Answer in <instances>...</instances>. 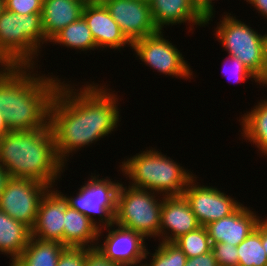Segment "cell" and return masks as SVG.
I'll list each match as a JSON object with an SVG mask.
<instances>
[{
	"label": "cell",
	"mask_w": 267,
	"mask_h": 266,
	"mask_svg": "<svg viewBox=\"0 0 267 266\" xmlns=\"http://www.w3.org/2000/svg\"><path fill=\"white\" fill-rule=\"evenodd\" d=\"M64 82L51 102L49 124L57 157L66 166L71 153L73 156L81 147L111 135L118 128L121 117L119 98L108 86L93 82L77 90L74 85Z\"/></svg>",
	"instance_id": "6da1fadb"
},
{
	"label": "cell",
	"mask_w": 267,
	"mask_h": 266,
	"mask_svg": "<svg viewBox=\"0 0 267 266\" xmlns=\"http://www.w3.org/2000/svg\"><path fill=\"white\" fill-rule=\"evenodd\" d=\"M0 67V112L9 130L32 131L47 127L51 102L61 80L33 73L35 66Z\"/></svg>",
	"instance_id": "7a4b0ae2"
},
{
	"label": "cell",
	"mask_w": 267,
	"mask_h": 266,
	"mask_svg": "<svg viewBox=\"0 0 267 266\" xmlns=\"http://www.w3.org/2000/svg\"><path fill=\"white\" fill-rule=\"evenodd\" d=\"M0 166L10 178L31 179L53 188L65 165L57 157L50 124L32 131H9L0 137Z\"/></svg>",
	"instance_id": "3957f363"
},
{
	"label": "cell",
	"mask_w": 267,
	"mask_h": 266,
	"mask_svg": "<svg viewBox=\"0 0 267 266\" xmlns=\"http://www.w3.org/2000/svg\"><path fill=\"white\" fill-rule=\"evenodd\" d=\"M121 164L120 170L126 178L129 177L130 186L147 189L162 196H181L194 177L192 172L186 171L155 148H147L146 151L123 160Z\"/></svg>",
	"instance_id": "277c9868"
},
{
	"label": "cell",
	"mask_w": 267,
	"mask_h": 266,
	"mask_svg": "<svg viewBox=\"0 0 267 266\" xmlns=\"http://www.w3.org/2000/svg\"><path fill=\"white\" fill-rule=\"evenodd\" d=\"M44 42L41 13L21 15L5 9L0 15V66L38 65L35 57Z\"/></svg>",
	"instance_id": "5b68a950"
},
{
	"label": "cell",
	"mask_w": 267,
	"mask_h": 266,
	"mask_svg": "<svg viewBox=\"0 0 267 266\" xmlns=\"http://www.w3.org/2000/svg\"><path fill=\"white\" fill-rule=\"evenodd\" d=\"M228 14L226 13L224 17L222 15V20L216 27L215 37L228 55L239 59L266 87L267 60L264 35L236 19L232 14Z\"/></svg>",
	"instance_id": "8992f818"
},
{
	"label": "cell",
	"mask_w": 267,
	"mask_h": 266,
	"mask_svg": "<svg viewBox=\"0 0 267 266\" xmlns=\"http://www.w3.org/2000/svg\"><path fill=\"white\" fill-rule=\"evenodd\" d=\"M157 194L147 189L132 187L129 184L124 186L121 182L117 194L114 224L135 231L145 239L157 236L159 239L163 196L161 199Z\"/></svg>",
	"instance_id": "52a82bcc"
},
{
	"label": "cell",
	"mask_w": 267,
	"mask_h": 266,
	"mask_svg": "<svg viewBox=\"0 0 267 266\" xmlns=\"http://www.w3.org/2000/svg\"><path fill=\"white\" fill-rule=\"evenodd\" d=\"M90 176L75 196H66L68 205L88 217L99 229L114 224L117 194L121 183L108 177ZM98 215L95 221L94 216Z\"/></svg>",
	"instance_id": "ba28073f"
},
{
	"label": "cell",
	"mask_w": 267,
	"mask_h": 266,
	"mask_svg": "<svg viewBox=\"0 0 267 266\" xmlns=\"http://www.w3.org/2000/svg\"><path fill=\"white\" fill-rule=\"evenodd\" d=\"M131 49L150 69L152 67L157 72L180 79L188 80L193 76L180 50L164 38L163 30L134 41Z\"/></svg>",
	"instance_id": "9c48e42d"
},
{
	"label": "cell",
	"mask_w": 267,
	"mask_h": 266,
	"mask_svg": "<svg viewBox=\"0 0 267 266\" xmlns=\"http://www.w3.org/2000/svg\"><path fill=\"white\" fill-rule=\"evenodd\" d=\"M47 185L25 178H10L0 194V210L30 229L34 226Z\"/></svg>",
	"instance_id": "30bf717a"
},
{
	"label": "cell",
	"mask_w": 267,
	"mask_h": 266,
	"mask_svg": "<svg viewBox=\"0 0 267 266\" xmlns=\"http://www.w3.org/2000/svg\"><path fill=\"white\" fill-rule=\"evenodd\" d=\"M196 180L194 176L188 182L182 195L188 201L200 226L227 217L242 205L216 187L198 185L199 182L196 183Z\"/></svg>",
	"instance_id": "8fae6325"
},
{
	"label": "cell",
	"mask_w": 267,
	"mask_h": 266,
	"mask_svg": "<svg viewBox=\"0 0 267 266\" xmlns=\"http://www.w3.org/2000/svg\"><path fill=\"white\" fill-rule=\"evenodd\" d=\"M103 229L108 232L103 244L98 242L96 245L99 251L109 260L123 266H142L147 247L145 238L141 234L113 224L99 229L98 240L102 236Z\"/></svg>",
	"instance_id": "7c38bea8"
},
{
	"label": "cell",
	"mask_w": 267,
	"mask_h": 266,
	"mask_svg": "<svg viewBox=\"0 0 267 266\" xmlns=\"http://www.w3.org/2000/svg\"><path fill=\"white\" fill-rule=\"evenodd\" d=\"M104 5L131 43L159 31L147 2L109 0Z\"/></svg>",
	"instance_id": "4fadbf2b"
},
{
	"label": "cell",
	"mask_w": 267,
	"mask_h": 266,
	"mask_svg": "<svg viewBox=\"0 0 267 266\" xmlns=\"http://www.w3.org/2000/svg\"><path fill=\"white\" fill-rule=\"evenodd\" d=\"M67 199L60 190L51 188L41 199L31 236L43 241L63 244V230Z\"/></svg>",
	"instance_id": "5bb4252c"
},
{
	"label": "cell",
	"mask_w": 267,
	"mask_h": 266,
	"mask_svg": "<svg viewBox=\"0 0 267 266\" xmlns=\"http://www.w3.org/2000/svg\"><path fill=\"white\" fill-rule=\"evenodd\" d=\"M260 218L242 204L234 213L208 223L205 228L211 244L223 242L238 246L262 221Z\"/></svg>",
	"instance_id": "9a60e30c"
},
{
	"label": "cell",
	"mask_w": 267,
	"mask_h": 266,
	"mask_svg": "<svg viewBox=\"0 0 267 266\" xmlns=\"http://www.w3.org/2000/svg\"><path fill=\"white\" fill-rule=\"evenodd\" d=\"M198 227L200 225L196 216L183 195L163 196L159 230L161 241L175 242L182 235Z\"/></svg>",
	"instance_id": "2e32d148"
},
{
	"label": "cell",
	"mask_w": 267,
	"mask_h": 266,
	"mask_svg": "<svg viewBox=\"0 0 267 266\" xmlns=\"http://www.w3.org/2000/svg\"><path fill=\"white\" fill-rule=\"evenodd\" d=\"M82 17L85 19L97 48L121 49L132 43L126 38L119 25L111 17L105 5H84Z\"/></svg>",
	"instance_id": "e0dca14e"
},
{
	"label": "cell",
	"mask_w": 267,
	"mask_h": 266,
	"mask_svg": "<svg viewBox=\"0 0 267 266\" xmlns=\"http://www.w3.org/2000/svg\"><path fill=\"white\" fill-rule=\"evenodd\" d=\"M152 18L158 30H162L167 25H177L180 23H191V27L205 26L206 22L196 12L194 3L191 0H150ZM166 25V26H164Z\"/></svg>",
	"instance_id": "ac0fdd59"
},
{
	"label": "cell",
	"mask_w": 267,
	"mask_h": 266,
	"mask_svg": "<svg viewBox=\"0 0 267 266\" xmlns=\"http://www.w3.org/2000/svg\"><path fill=\"white\" fill-rule=\"evenodd\" d=\"M83 0H43L41 18L45 39L49 41L82 16Z\"/></svg>",
	"instance_id": "d6986e66"
},
{
	"label": "cell",
	"mask_w": 267,
	"mask_h": 266,
	"mask_svg": "<svg viewBox=\"0 0 267 266\" xmlns=\"http://www.w3.org/2000/svg\"><path fill=\"white\" fill-rule=\"evenodd\" d=\"M98 233L99 228L88 217L71 206H66L63 230L65 247L94 248L99 242Z\"/></svg>",
	"instance_id": "ffe728a7"
},
{
	"label": "cell",
	"mask_w": 267,
	"mask_h": 266,
	"mask_svg": "<svg viewBox=\"0 0 267 266\" xmlns=\"http://www.w3.org/2000/svg\"><path fill=\"white\" fill-rule=\"evenodd\" d=\"M31 229L0 210V253L8 255L12 264L27 247Z\"/></svg>",
	"instance_id": "44dd1931"
},
{
	"label": "cell",
	"mask_w": 267,
	"mask_h": 266,
	"mask_svg": "<svg viewBox=\"0 0 267 266\" xmlns=\"http://www.w3.org/2000/svg\"><path fill=\"white\" fill-rule=\"evenodd\" d=\"M64 248L62 243L31 236L23 253L9 266H57Z\"/></svg>",
	"instance_id": "7402d4cb"
},
{
	"label": "cell",
	"mask_w": 267,
	"mask_h": 266,
	"mask_svg": "<svg viewBox=\"0 0 267 266\" xmlns=\"http://www.w3.org/2000/svg\"><path fill=\"white\" fill-rule=\"evenodd\" d=\"M251 112L246 111L239 119L241 120L242 131H240L243 139L249 140L255 144L256 148L265 156H267V99L254 105Z\"/></svg>",
	"instance_id": "603a6c76"
},
{
	"label": "cell",
	"mask_w": 267,
	"mask_h": 266,
	"mask_svg": "<svg viewBox=\"0 0 267 266\" xmlns=\"http://www.w3.org/2000/svg\"><path fill=\"white\" fill-rule=\"evenodd\" d=\"M49 42L60 44L80 51L98 49L85 19L81 16L77 21L58 32Z\"/></svg>",
	"instance_id": "cb8c5ba5"
},
{
	"label": "cell",
	"mask_w": 267,
	"mask_h": 266,
	"mask_svg": "<svg viewBox=\"0 0 267 266\" xmlns=\"http://www.w3.org/2000/svg\"><path fill=\"white\" fill-rule=\"evenodd\" d=\"M238 266H267V255L262 246V221L237 246Z\"/></svg>",
	"instance_id": "d4e9b609"
},
{
	"label": "cell",
	"mask_w": 267,
	"mask_h": 266,
	"mask_svg": "<svg viewBox=\"0 0 267 266\" xmlns=\"http://www.w3.org/2000/svg\"><path fill=\"white\" fill-rule=\"evenodd\" d=\"M148 254L152 255V260L142 266H185L187 261L186 254L174 242L161 241L153 254L146 249L144 259L148 258Z\"/></svg>",
	"instance_id": "484cf974"
},
{
	"label": "cell",
	"mask_w": 267,
	"mask_h": 266,
	"mask_svg": "<svg viewBox=\"0 0 267 266\" xmlns=\"http://www.w3.org/2000/svg\"><path fill=\"white\" fill-rule=\"evenodd\" d=\"M174 243L186 254L187 258L208 253L212 249L205 226H200L196 230L182 235Z\"/></svg>",
	"instance_id": "4316f807"
},
{
	"label": "cell",
	"mask_w": 267,
	"mask_h": 266,
	"mask_svg": "<svg viewBox=\"0 0 267 266\" xmlns=\"http://www.w3.org/2000/svg\"><path fill=\"white\" fill-rule=\"evenodd\" d=\"M211 250L218 266H238L237 246L221 242L212 244Z\"/></svg>",
	"instance_id": "83f0119b"
},
{
	"label": "cell",
	"mask_w": 267,
	"mask_h": 266,
	"mask_svg": "<svg viewBox=\"0 0 267 266\" xmlns=\"http://www.w3.org/2000/svg\"><path fill=\"white\" fill-rule=\"evenodd\" d=\"M225 61L222 64L228 65L227 63L229 62L230 63L229 65L230 66L232 65L233 67L228 70V69H225L226 67L223 65V71L222 72H224V75L226 76V74H228L227 72L230 71L229 76L232 75V78H234V79L236 78L235 79L236 83H240V82L243 83V82H246L247 79H250V80L253 79L255 82L263 85L258 80V78L236 57L229 55ZM229 76H228V80L230 79ZM232 78H231V80H232Z\"/></svg>",
	"instance_id": "f1b7e54d"
},
{
	"label": "cell",
	"mask_w": 267,
	"mask_h": 266,
	"mask_svg": "<svg viewBox=\"0 0 267 266\" xmlns=\"http://www.w3.org/2000/svg\"><path fill=\"white\" fill-rule=\"evenodd\" d=\"M42 6L43 0H5V9L21 15L41 13Z\"/></svg>",
	"instance_id": "f546056e"
},
{
	"label": "cell",
	"mask_w": 267,
	"mask_h": 266,
	"mask_svg": "<svg viewBox=\"0 0 267 266\" xmlns=\"http://www.w3.org/2000/svg\"><path fill=\"white\" fill-rule=\"evenodd\" d=\"M57 266H85V248L65 247L58 259Z\"/></svg>",
	"instance_id": "4dcf8cb0"
},
{
	"label": "cell",
	"mask_w": 267,
	"mask_h": 266,
	"mask_svg": "<svg viewBox=\"0 0 267 266\" xmlns=\"http://www.w3.org/2000/svg\"><path fill=\"white\" fill-rule=\"evenodd\" d=\"M85 266H123L119 263L109 260L96 247L85 248Z\"/></svg>",
	"instance_id": "1f68e13d"
},
{
	"label": "cell",
	"mask_w": 267,
	"mask_h": 266,
	"mask_svg": "<svg viewBox=\"0 0 267 266\" xmlns=\"http://www.w3.org/2000/svg\"><path fill=\"white\" fill-rule=\"evenodd\" d=\"M214 0H195L194 7L199 16L206 22V25L209 24V21H212L214 17V7L212 4Z\"/></svg>",
	"instance_id": "d6a6232c"
},
{
	"label": "cell",
	"mask_w": 267,
	"mask_h": 266,
	"mask_svg": "<svg viewBox=\"0 0 267 266\" xmlns=\"http://www.w3.org/2000/svg\"><path fill=\"white\" fill-rule=\"evenodd\" d=\"M185 266H218L212 250L208 253L187 258Z\"/></svg>",
	"instance_id": "836d02e7"
},
{
	"label": "cell",
	"mask_w": 267,
	"mask_h": 266,
	"mask_svg": "<svg viewBox=\"0 0 267 266\" xmlns=\"http://www.w3.org/2000/svg\"><path fill=\"white\" fill-rule=\"evenodd\" d=\"M246 2L251 4L260 15L267 18V0H246Z\"/></svg>",
	"instance_id": "e575fe53"
},
{
	"label": "cell",
	"mask_w": 267,
	"mask_h": 266,
	"mask_svg": "<svg viewBox=\"0 0 267 266\" xmlns=\"http://www.w3.org/2000/svg\"><path fill=\"white\" fill-rule=\"evenodd\" d=\"M10 179L8 172L0 166V194L5 188L7 181Z\"/></svg>",
	"instance_id": "d590c367"
},
{
	"label": "cell",
	"mask_w": 267,
	"mask_h": 266,
	"mask_svg": "<svg viewBox=\"0 0 267 266\" xmlns=\"http://www.w3.org/2000/svg\"><path fill=\"white\" fill-rule=\"evenodd\" d=\"M262 246L267 255V217L262 219Z\"/></svg>",
	"instance_id": "8d00e7d4"
},
{
	"label": "cell",
	"mask_w": 267,
	"mask_h": 266,
	"mask_svg": "<svg viewBox=\"0 0 267 266\" xmlns=\"http://www.w3.org/2000/svg\"><path fill=\"white\" fill-rule=\"evenodd\" d=\"M9 128L7 127L5 118L3 116V113L0 112V137H3L5 134L9 132Z\"/></svg>",
	"instance_id": "74e56055"
},
{
	"label": "cell",
	"mask_w": 267,
	"mask_h": 266,
	"mask_svg": "<svg viewBox=\"0 0 267 266\" xmlns=\"http://www.w3.org/2000/svg\"><path fill=\"white\" fill-rule=\"evenodd\" d=\"M85 5H97L102 4L104 5L109 0H83Z\"/></svg>",
	"instance_id": "f35d334b"
},
{
	"label": "cell",
	"mask_w": 267,
	"mask_h": 266,
	"mask_svg": "<svg viewBox=\"0 0 267 266\" xmlns=\"http://www.w3.org/2000/svg\"><path fill=\"white\" fill-rule=\"evenodd\" d=\"M5 10V0H0V15L4 12Z\"/></svg>",
	"instance_id": "ab89813d"
},
{
	"label": "cell",
	"mask_w": 267,
	"mask_h": 266,
	"mask_svg": "<svg viewBox=\"0 0 267 266\" xmlns=\"http://www.w3.org/2000/svg\"><path fill=\"white\" fill-rule=\"evenodd\" d=\"M264 35V42H265V54H266V60H267V34H263Z\"/></svg>",
	"instance_id": "60d3db41"
},
{
	"label": "cell",
	"mask_w": 267,
	"mask_h": 266,
	"mask_svg": "<svg viewBox=\"0 0 267 266\" xmlns=\"http://www.w3.org/2000/svg\"><path fill=\"white\" fill-rule=\"evenodd\" d=\"M136 1H144V2L149 3L150 0H136Z\"/></svg>",
	"instance_id": "b9f144b4"
}]
</instances>
